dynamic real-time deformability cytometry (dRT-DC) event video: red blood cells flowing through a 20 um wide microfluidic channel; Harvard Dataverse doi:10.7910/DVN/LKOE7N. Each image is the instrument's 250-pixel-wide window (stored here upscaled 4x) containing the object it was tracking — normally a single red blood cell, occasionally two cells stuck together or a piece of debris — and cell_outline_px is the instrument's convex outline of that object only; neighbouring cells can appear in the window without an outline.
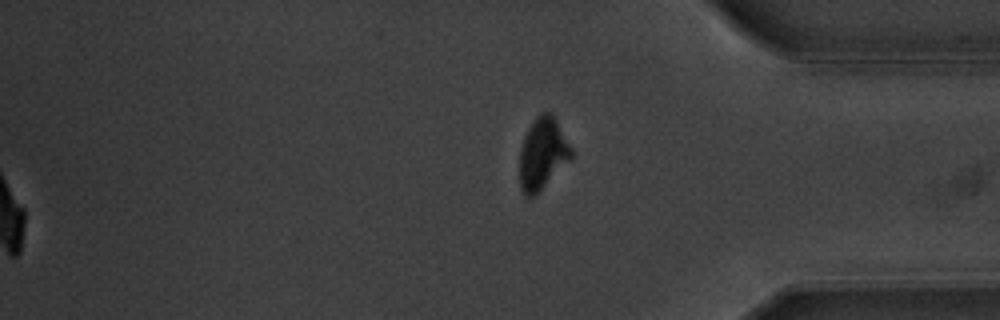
{"species": "common noctule bat (a hibernating species)", "species_latin": "Nyctalus noctula", "temperature_condition": "warm", "stored_images_in_passage": 60, "segment_of_instrument_passage": [2, 2], "camera_frame_rate_fps": 3000, "um_per_image_px": 0.085, "animal": {"sex": "male", "body_mass_g": 20.1, "forearm_length_mm": 53.5}, "frame": {"image": 1, "passage_image": 60, "time_ms": 19.667, "image_size_px": [1000, 320], "cell_outline_px": [[572, 160], [536, 196], [524, 196], [520, 188], [520, 148], [524, 136], [528, 128], [536, 116], [540, 112], [552, 112], [572, 148]], "centroid_in_image_um": [46.14, 13.08], "position_along_channel_um": 389.1, "area_um2": 22.08}}